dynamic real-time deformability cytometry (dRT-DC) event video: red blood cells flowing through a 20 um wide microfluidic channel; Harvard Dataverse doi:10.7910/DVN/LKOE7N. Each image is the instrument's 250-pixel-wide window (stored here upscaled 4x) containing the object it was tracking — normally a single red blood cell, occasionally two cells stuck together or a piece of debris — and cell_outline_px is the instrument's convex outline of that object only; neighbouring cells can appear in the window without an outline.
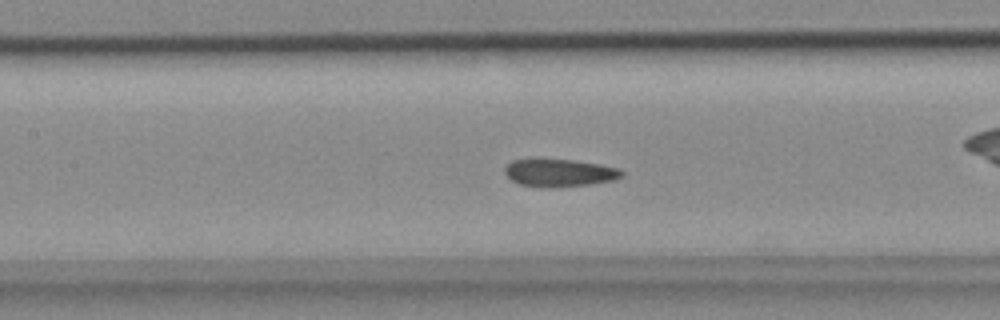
{"species": "common noctule bat (a hibernating species)", "species_latin": "Nyctalus noctula", "temperature_condition": "cold", "stored_images_in_passage": 54, "camera_frame_rate_fps": 3000, "um_per_image_px": 0.085, "animal": {"sex": "female", "body_mass_g": 18.4}, "frame": {"image": 1, "passage_image": 24, "time_ms": 7.667, "image_size_px": [1000, 320], "cell_outline_px": [[624, 176], [612, 180], [588, 184], [548, 188], [540, 188], [520, 184], [512, 180], [504, 172], [504, 168], [512, 160], [576, 160], [600, 164], [620, 168], [624, 172]], "centroid_in_image_um": [47.58, 14.7], "position_along_channel_um": 159.8, "area_um2": 18.73}}
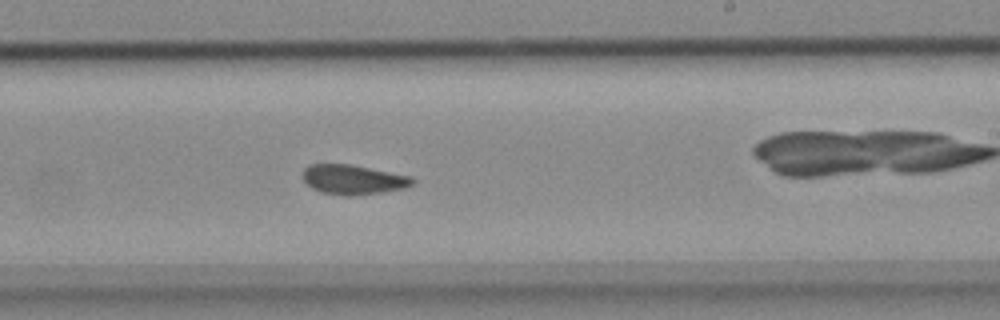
{"frame": {"image": 2, "passage_image": 32, "time_ms": 10.333, "image_size_px": [1000, 320], "cell_outline_px": [[416, 184], [404, 188], [380, 192], [352, 196], [344, 196], [320, 192], [312, 188], [304, 180], [304, 168], [308, 164], [352, 164], [412, 176], [416, 180]], "centroid_in_image_um": [30.06, 15.26], "position_along_channel_um": 258.9, "area_um2": 19.13}}
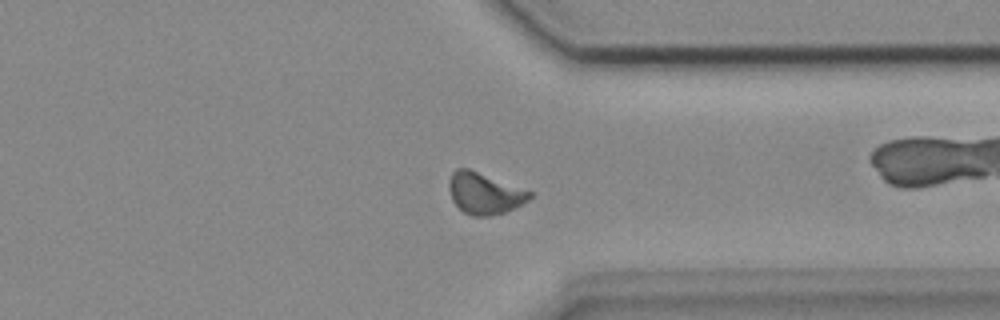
{"frame": {"image": 3, "passage_image": 41, "time_ms": 13.333, "image_size_px": [1000, 320], "cell_outline_px": [[532, 196], [528, 200], [504, 212], [488, 216], [472, 216], [464, 212], [452, 200], [448, 188], [448, 180], [452, 172], [456, 168], [468, 168], [532, 192]], "centroid_in_image_um": [41.13, 16.42], "position_along_channel_um": 370.3, "area_um2": 19.19}}